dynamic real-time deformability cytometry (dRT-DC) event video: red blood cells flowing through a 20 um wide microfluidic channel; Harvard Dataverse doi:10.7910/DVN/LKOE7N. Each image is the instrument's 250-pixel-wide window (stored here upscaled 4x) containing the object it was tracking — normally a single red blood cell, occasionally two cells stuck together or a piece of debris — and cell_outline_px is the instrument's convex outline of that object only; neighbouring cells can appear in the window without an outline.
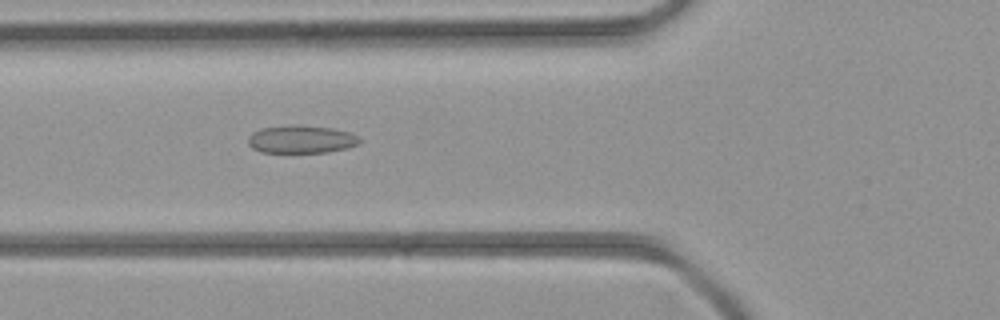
{"species": "common noctule bat (a hibernating species)", "species_latin": "Nyctalus noctula", "temperature_condition": "room temperature", "stored_images_in_passage": 44, "camera_frame_rate_fps": 3000, "um_per_image_px": 0.085, "animal": {"sex": "female", "body_mass_g": 21.9}, "frame": {"image": 1, "passage_image": 16, "time_ms": 5.0, "image_size_px": [1000, 320], "cell_outline_px": [[364, 140], [360, 144], [348, 148], [328, 152], [260, 152], [252, 148], [248, 144], [248, 136], [252, 132], [260, 128], [292, 124], [296, 124], [332, 128], [348, 132], [360, 136]], "centroid_in_image_um": [25.63, 11.83], "position_along_channel_um": 100.2, "area_um2": 18.5}}
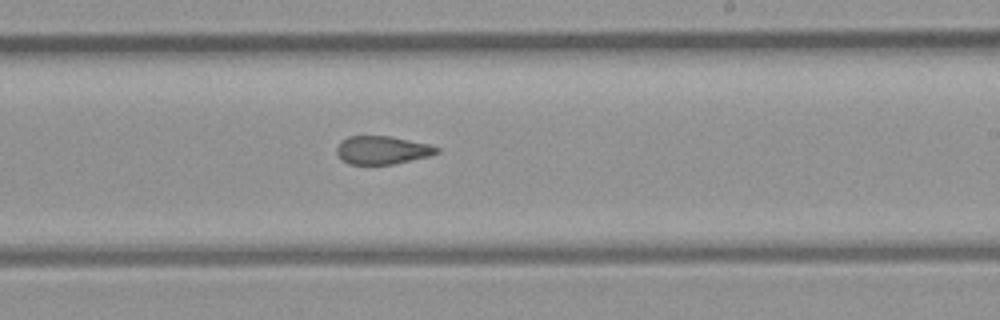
{"frame": {"image": 2, "passage_image": 26, "time_ms": 8.333, "image_size_px": [1000, 320], "cell_outline_px": [[440, 152], [428, 156], [392, 164], [348, 164], [336, 152], [336, 148], [340, 140], [348, 136], [392, 136], [428, 144], [440, 148]], "centroid_in_image_um": [32.48, 12.74], "position_along_channel_um": 256.5, "area_um2": 16.36}}
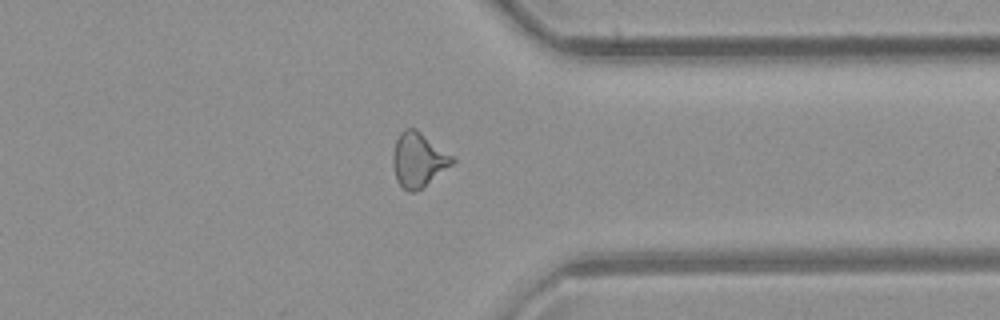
{"frame": {"image": 3, "passage_image": 34, "time_ms": 11.0, "image_size_px": [1000, 320], "cell_outline_px": [[456, 160], [452, 164], [416, 192], [408, 192], [396, 180], [392, 164], [392, 156], [396, 140], [400, 132], [404, 128], [416, 128], [452, 156]], "centroid_in_image_um": [35.52, 13.57], "position_along_channel_um": 375.9, "area_um2": 18.61}}